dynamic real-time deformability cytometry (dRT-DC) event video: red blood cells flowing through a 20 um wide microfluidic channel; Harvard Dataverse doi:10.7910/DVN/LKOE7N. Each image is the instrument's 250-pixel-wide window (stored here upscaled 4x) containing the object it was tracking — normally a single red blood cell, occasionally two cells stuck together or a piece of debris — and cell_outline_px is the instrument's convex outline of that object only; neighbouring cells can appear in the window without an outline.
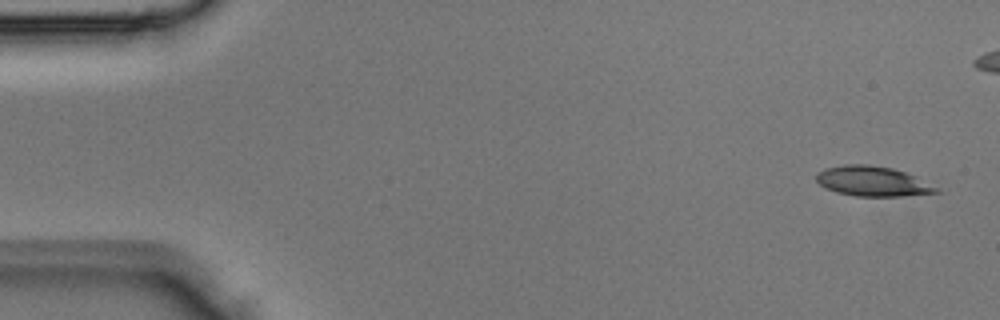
{"species": "Egyptian fruit bat (a non-hibernating species)", "species_latin": "Rousettus aegyptiacus", "temperature_condition": "room temperature", "stored_images_in_passage": 3, "camera_frame_rate_fps": 3000, "um_per_image_px": 0.085, "animal": {"sex": "male"}, "frame": {"image": 1, "passage_image": 3, "time_ms": 0.667, "image_size_px": [1000, 320], "cell_outline_px": [[940, 192], [900, 196], [856, 196], [836, 192], [820, 184], [816, 180], [816, 172], [824, 168], [844, 164], [868, 164], [892, 168], [904, 172], [936, 188]], "centroid_in_image_um": [74.07, 15.39], "position_along_channel_um": 10.9, "area_um2": 20.52}}